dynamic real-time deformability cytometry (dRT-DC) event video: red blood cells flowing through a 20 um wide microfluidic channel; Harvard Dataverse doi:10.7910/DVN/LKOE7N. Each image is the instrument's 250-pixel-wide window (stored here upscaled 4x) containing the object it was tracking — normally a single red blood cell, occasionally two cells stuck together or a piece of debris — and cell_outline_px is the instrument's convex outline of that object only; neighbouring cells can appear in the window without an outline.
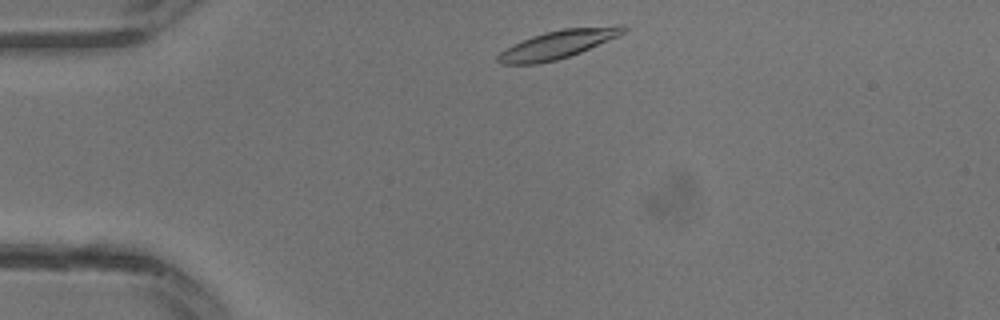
{"species": "common noctule bat (a hibernating species)", "species_latin": "Nyctalus noctula", "temperature_condition": "warm", "stored_images_in_passage": 26, "camera_frame_rate_fps": 3000, "um_per_image_px": 0.085, "animal": {"sex": "male", "body_mass_g": 13.3}, "frame": {"image": 1, "passage_image": 1, "time_ms": 0.0, "image_size_px": [1000, 320], "cell_outline_px": [[628, 28], [620, 36], [580, 52], [556, 60], [536, 64], [500, 64], [496, 60], [496, 56], [500, 52], [532, 36], [544, 32], [564, 28], [616, 24], [624, 24]], "centroid_in_image_um": [47.5, 3.74], "position_along_channel_um": 37.5, "area_um2": 20.75}}
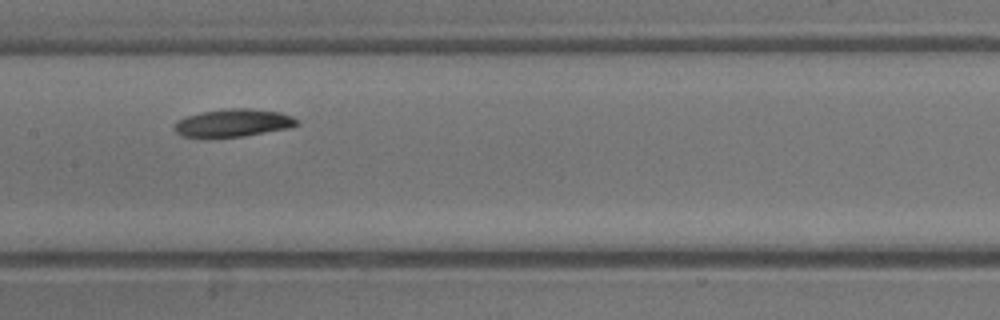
{"frame": {"image": 2, "passage_image": 10, "time_ms": 3.0, "image_size_px": [1000, 320], "cell_outline_px": [[300, 124], [288, 128], [244, 136], [180, 136], [172, 128], [176, 120], [200, 112], [232, 108], [252, 108], [280, 112], [292, 116], [300, 120]], "centroid_in_image_um": [19.85, 10.43], "position_along_channel_um": 187.6, "area_um2": 19.71}}
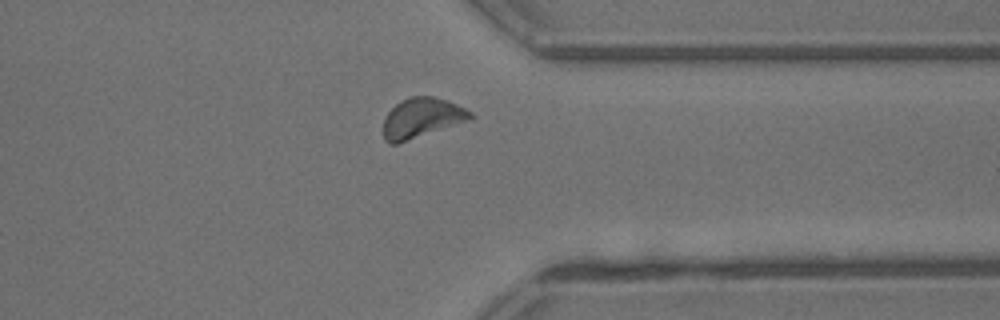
{"frame": {"image": 3, "passage_image": 19, "time_ms": 6.0, "image_size_px": [1000, 320], "cell_outline_px": [[476, 116], [468, 120], [396, 144], [388, 144], [384, 140], [384, 116], [396, 104], [408, 96], [432, 96], [456, 104], [472, 112]], "centroid_in_image_um": [35.82, 10.02], "position_along_channel_um": 375.6, "area_um2": 19.94}}